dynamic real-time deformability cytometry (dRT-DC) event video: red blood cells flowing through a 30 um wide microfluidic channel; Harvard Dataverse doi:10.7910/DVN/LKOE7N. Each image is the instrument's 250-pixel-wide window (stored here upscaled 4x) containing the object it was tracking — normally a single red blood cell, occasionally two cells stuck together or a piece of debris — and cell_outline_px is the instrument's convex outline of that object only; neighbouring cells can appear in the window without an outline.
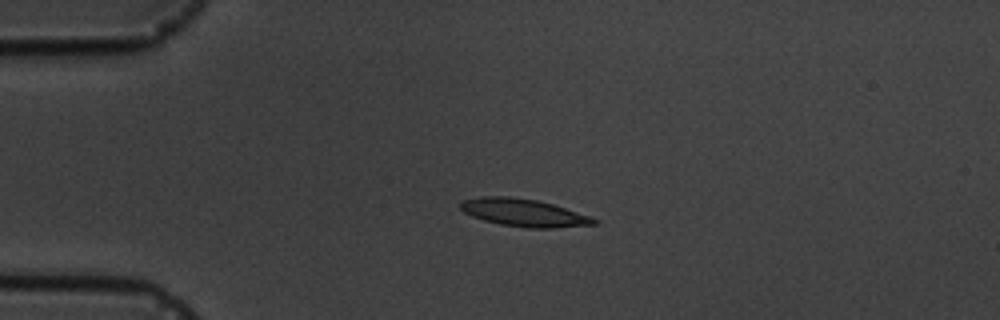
{"species": "common noctule bat (a hibernating species)", "species_latin": "Nyctalus noctula", "temperature_condition": "cold", "stored_images_in_passage": 4, "camera_frame_rate_fps": 3000, "um_per_image_px": 0.085, "animal": {"sex": "male", "body_mass_g": 19.5, "forearm_length_mm": 54.6}, "frame": {"image": 1, "passage_image": 3, "time_ms": 3.333, "image_size_px": [1000, 320], "cell_outline_px": [[600, 220], [596, 224], [552, 228], [528, 228], [500, 224], [484, 220], [472, 216], [464, 212], [460, 208], [460, 204], [464, 200], [480, 196], [508, 196], [536, 200], [552, 204]], "centroid_in_image_um": [44.49, 18.08], "position_along_channel_um": 40.5, "area_um2": 21.21}}